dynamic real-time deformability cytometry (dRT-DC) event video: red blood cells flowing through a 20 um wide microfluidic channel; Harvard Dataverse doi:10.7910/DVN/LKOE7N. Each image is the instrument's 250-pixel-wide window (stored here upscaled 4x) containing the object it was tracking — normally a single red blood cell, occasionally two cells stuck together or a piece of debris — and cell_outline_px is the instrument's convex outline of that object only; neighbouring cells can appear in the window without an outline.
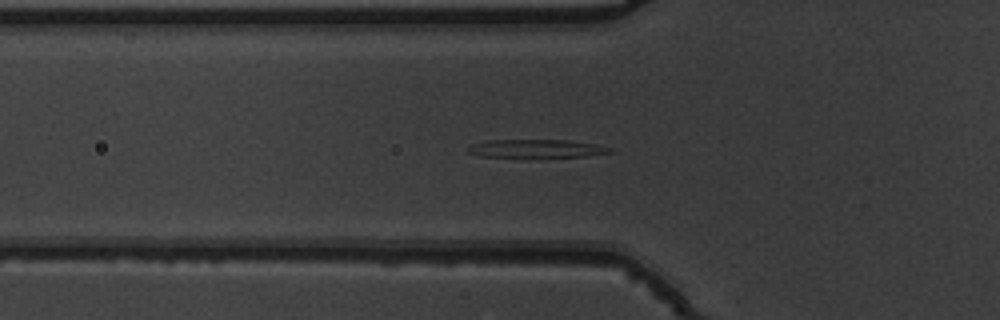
{"species": "common noctule bat (a hibernating species)", "species_latin": "Nyctalus noctula", "temperature_condition": "warm", "stored_images_in_passage": 37, "camera_frame_rate_fps": 3000, "um_per_image_px": 0.085, "animal": {"sex": "male", "body_mass_g": 19.5, "forearm_length_mm": 54.6}, "frame": {"image": 1, "passage_image": 2, "time_ms": 0.333, "image_size_px": [1000, 320], "cell_outline_px": [[616, 152], [584, 156], [480, 156], [468, 152], [468, 148], [472, 144], [488, 140], [568, 140], [596, 144], [612, 148]], "centroid_in_image_um": [45.65, 12.61], "position_along_channel_um": 80.1, "area_um2": 14.68}}
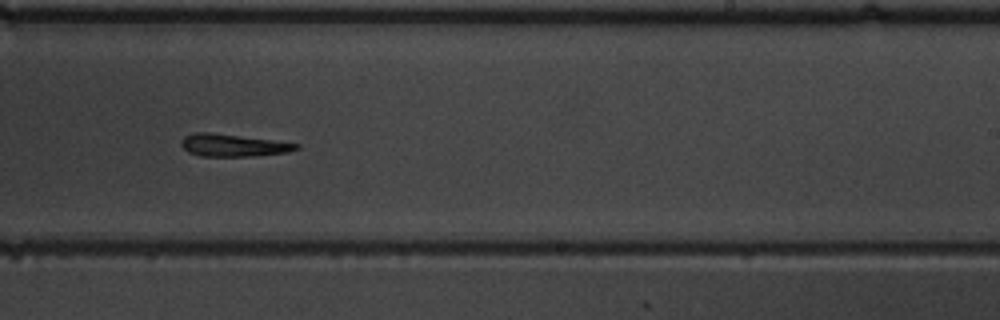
{"frame": {"image": 2, "passage_image": 17, "time_ms": 5.333, "image_size_px": [1000, 320], "cell_outline_px": [[300, 148], [288, 152], [252, 156], [200, 156], [188, 152], [180, 144], [180, 140], [184, 136], [192, 132], [212, 132], [272, 140], [300, 144]], "centroid_in_image_um": [19.77, 12.34], "position_along_channel_um": 269.2, "area_um2": 15.09}}
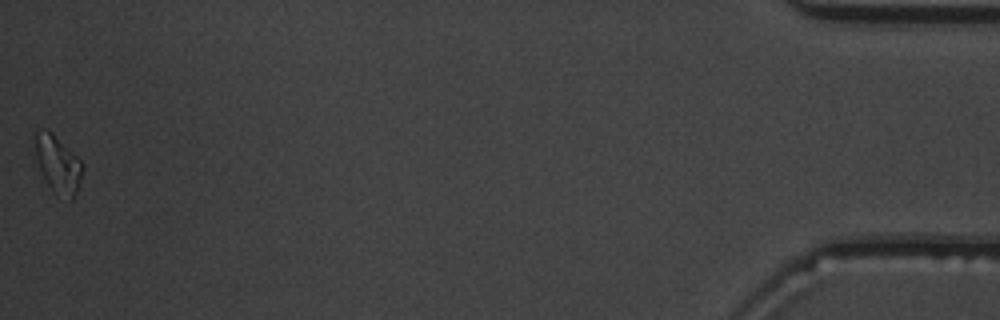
{"frame": {"image": 3, "passage_image": 37, "time_ms": 12.0, "image_size_px": [1000, 320], "cell_outline_px": [[84, 168], [76, 192], [72, 200], [52, 192], [40, 168], [36, 156], [32, 132], [36, 128], [48, 128], [84, 164]], "centroid_in_image_um": [4.88, 13.88], "position_along_channel_um": 430.3, "area_um2": 16.01}, "authors_computed_cell_mechanics": {"area_um2": 15.0858, "velocity_mm_per_s": 3.7837, "shape_relaxation_time_tau1_ms": 5.4423, "shape_relaxation_time_tau2_ms": null, "deformation_change_tau1": 0.2236, "deformation_change_tau2": null}}